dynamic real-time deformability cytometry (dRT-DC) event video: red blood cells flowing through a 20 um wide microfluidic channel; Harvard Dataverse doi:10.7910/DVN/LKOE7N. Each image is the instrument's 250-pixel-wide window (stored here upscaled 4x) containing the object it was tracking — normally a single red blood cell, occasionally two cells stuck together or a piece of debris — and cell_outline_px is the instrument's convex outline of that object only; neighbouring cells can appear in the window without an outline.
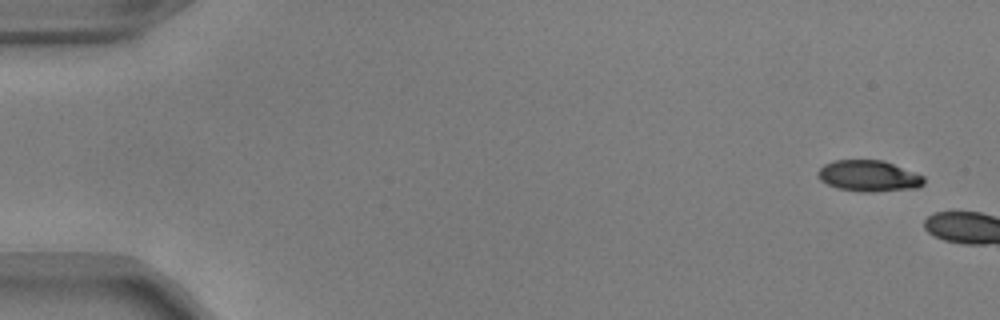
{"species": "common noctule bat (a hibernating species)", "species_latin": "Nyctalus noctula", "temperature_condition": "warm", "stored_images_in_passage": 3, "camera_frame_rate_fps": 3000, "um_per_image_px": 0.085, "animal": {"sex": "male", "body_mass_g": 17.9, "forearm_length_mm": 54.2}, "frame": {"image": 1, "passage_image": 1, "time_ms": 0.0, "image_size_px": [1000, 320], "cell_outline_px": [[924, 184], [916, 188], [872, 192], [860, 192], [836, 188], [820, 180], [816, 172], [824, 164], [832, 160], [884, 160], [924, 176]], "centroid_in_image_um": [73.82, 14.95], "position_along_channel_um": 11.2, "area_um2": 19.36}}